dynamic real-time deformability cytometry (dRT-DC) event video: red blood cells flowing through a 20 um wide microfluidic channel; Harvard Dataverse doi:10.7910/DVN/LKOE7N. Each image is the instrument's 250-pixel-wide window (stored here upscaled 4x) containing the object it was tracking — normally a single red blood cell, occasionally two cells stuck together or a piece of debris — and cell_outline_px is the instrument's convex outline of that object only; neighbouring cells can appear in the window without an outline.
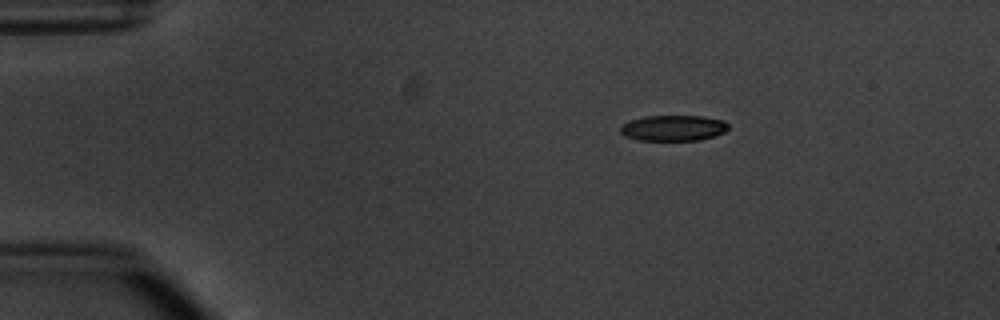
{"species": "common noctule bat (a hibernating species)", "species_latin": "Nyctalus noctula", "temperature_condition": "warm", "stored_images_in_passage": 47, "camera_frame_rate_fps": 3000, "um_per_image_px": 0.085, "animal": {"sex": "male", "body_mass_g": 20.1, "forearm_length_mm": 53.5}, "frame": {"image": 1, "passage_image": 3, "time_ms": 0.667, "image_size_px": [1000, 320], "cell_outline_px": [[728, 128], [724, 132], [716, 136], [700, 140], [640, 140], [624, 136], [620, 132], [620, 124], [644, 116], [704, 116], [724, 120], [728, 124]], "centroid_in_image_um": [57.24, 10.88], "position_along_channel_um": 27.8, "area_um2": 16.3}}
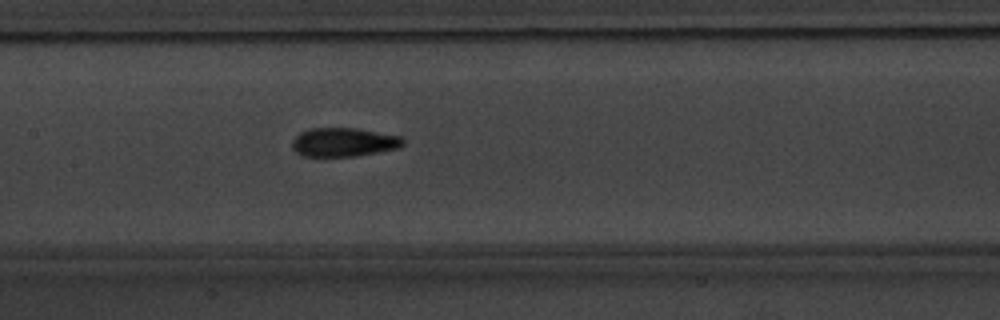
{"frame": {"image": 2, "passage_image": 20, "time_ms": 6.333, "image_size_px": [1000, 320], "cell_outline_px": [[404, 144], [396, 148], [356, 156], [300, 156], [292, 148], [292, 140], [300, 132], [308, 128], [356, 128], [400, 136], [404, 140]], "centroid_in_image_um": [29.16, 12.08], "position_along_channel_um": 178.2, "area_um2": 18.55}}
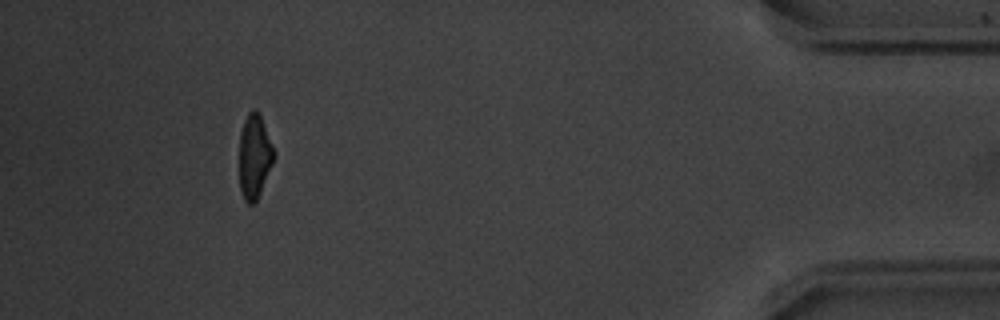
{"frame": {"image": 3, "passage_image": 43, "time_ms": 14.0, "image_size_px": [1000, 320], "cell_outline_px": [[276, 156], [260, 192], [256, 200], [252, 204], [248, 204], [244, 200], [240, 192], [240, 132], [244, 120], [248, 112], [252, 108], [256, 108], [260, 112], [276, 152]], "centroid_in_image_um": [21.65, 13.23], "position_along_channel_um": 413.6, "area_um2": 17.28}, "authors_computed_cell_mechanics": {"area_um2": 17.8024, "velocity_mm_per_s": 3.8244, "shape_relaxation_time_tau1_ms": 3.9559, "shape_relaxation_time_tau2_ms": 2.3269, "deformation_change_tau1": 0.1574, "deformation_change_tau2": 0.0951}}